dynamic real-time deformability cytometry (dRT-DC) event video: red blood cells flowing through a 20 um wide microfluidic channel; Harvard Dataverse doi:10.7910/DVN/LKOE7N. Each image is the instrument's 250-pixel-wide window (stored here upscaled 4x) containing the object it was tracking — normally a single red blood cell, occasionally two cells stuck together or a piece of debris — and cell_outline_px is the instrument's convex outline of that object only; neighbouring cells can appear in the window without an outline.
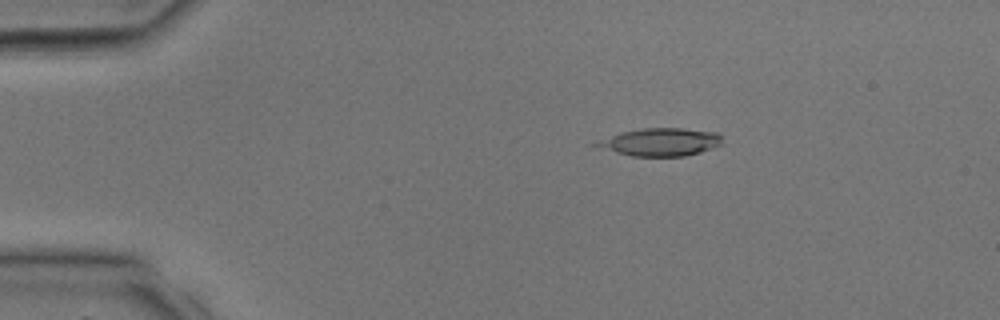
{"species": "common noctule bat (a hibernating species)", "species_latin": "Nyctalus noctula", "temperature_condition": "room temperature", "stored_images_in_passage": 11, "camera_frame_rate_fps": 3000, "um_per_image_px": 0.085, "animal": {"sex": "male", "body_mass_g": 17.9, "forearm_length_mm": 54.2}, "frame": {"image": 1, "passage_image": 6, "time_ms": 1.667, "image_size_px": [1000, 320], "cell_outline_px": [[720, 144], [700, 152], [684, 156], [632, 156], [616, 152], [592, 144], [600, 140], [624, 132], [644, 128], [680, 128], [716, 132], [720, 136]], "centroid_in_image_um": [56.16, 12.07], "position_along_channel_um": 28.8, "area_um2": 19.71}}